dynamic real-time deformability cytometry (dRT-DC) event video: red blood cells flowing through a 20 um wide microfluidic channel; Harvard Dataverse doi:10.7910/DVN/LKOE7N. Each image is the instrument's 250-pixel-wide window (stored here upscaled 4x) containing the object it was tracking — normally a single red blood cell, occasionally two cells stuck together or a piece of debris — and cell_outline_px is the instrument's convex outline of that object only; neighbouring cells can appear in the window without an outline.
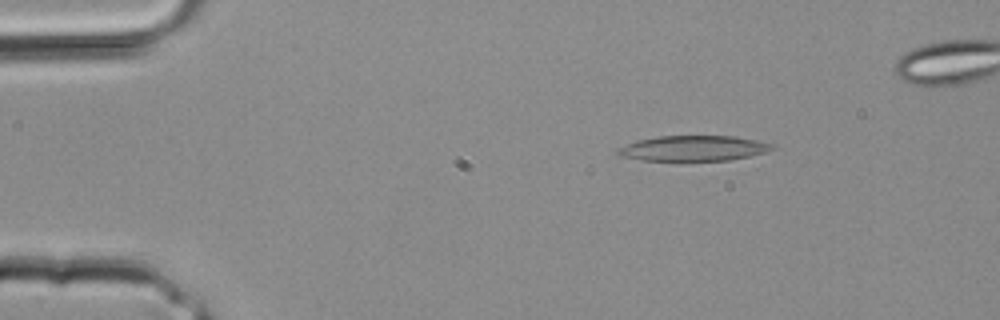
{"species": "common noctule bat (a hibernating species)", "species_latin": "Nyctalus noctula", "temperature_condition": "room temperature", "stored_images_in_passage": 4, "camera_frame_rate_fps": 3000, "um_per_image_px": 0.085, "animal": {"sex": "male", "body_mass_g": 20.4}, "frame": {"image": 1, "passage_image": 2, "time_ms": 0.333, "image_size_px": [1000, 320], "cell_outline_px": [[776, 148], [764, 152], [748, 156], [728, 160], [640, 160], [620, 156], [616, 152], [620, 148], [636, 140], [656, 136], [732, 136], [756, 140], [776, 144]], "centroid_in_image_um": [58.95, 12.59], "position_along_channel_um": 26.0, "area_um2": 22.6}}